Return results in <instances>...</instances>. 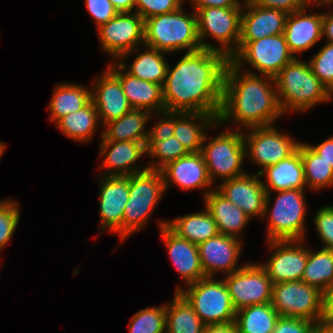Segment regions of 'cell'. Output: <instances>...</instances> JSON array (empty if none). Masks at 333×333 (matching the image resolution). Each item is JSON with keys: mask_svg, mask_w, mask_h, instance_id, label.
Here are the masks:
<instances>
[{"mask_svg": "<svg viewBox=\"0 0 333 333\" xmlns=\"http://www.w3.org/2000/svg\"><path fill=\"white\" fill-rule=\"evenodd\" d=\"M230 59L208 49L185 52L171 68L163 89L165 111L220 114L225 69Z\"/></svg>", "mask_w": 333, "mask_h": 333, "instance_id": "cell-1", "label": "cell"}, {"mask_svg": "<svg viewBox=\"0 0 333 333\" xmlns=\"http://www.w3.org/2000/svg\"><path fill=\"white\" fill-rule=\"evenodd\" d=\"M282 115L275 79L241 71L229 61L224 74L218 123L233 122L239 124V130H245L272 126Z\"/></svg>", "mask_w": 333, "mask_h": 333, "instance_id": "cell-2", "label": "cell"}, {"mask_svg": "<svg viewBox=\"0 0 333 333\" xmlns=\"http://www.w3.org/2000/svg\"><path fill=\"white\" fill-rule=\"evenodd\" d=\"M282 113L305 112L333 98V94L314 75L309 62L295 57L275 77Z\"/></svg>", "mask_w": 333, "mask_h": 333, "instance_id": "cell-3", "label": "cell"}, {"mask_svg": "<svg viewBox=\"0 0 333 333\" xmlns=\"http://www.w3.org/2000/svg\"><path fill=\"white\" fill-rule=\"evenodd\" d=\"M178 10L152 16L144 20V46L167 54L179 51L193 52L202 49L197 26L196 12Z\"/></svg>", "mask_w": 333, "mask_h": 333, "instance_id": "cell-4", "label": "cell"}, {"mask_svg": "<svg viewBox=\"0 0 333 333\" xmlns=\"http://www.w3.org/2000/svg\"><path fill=\"white\" fill-rule=\"evenodd\" d=\"M305 189L276 192L273 206L272 193H267L263 219H268L267 241L305 240L307 202ZM271 207V208H270Z\"/></svg>", "mask_w": 333, "mask_h": 333, "instance_id": "cell-5", "label": "cell"}, {"mask_svg": "<svg viewBox=\"0 0 333 333\" xmlns=\"http://www.w3.org/2000/svg\"><path fill=\"white\" fill-rule=\"evenodd\" d=\"M166 193L161 171L146 170L129 176V198L122 220V242L144 229L154 208Z\"/></svg>", "mask_w": 333, "mask_h": 333, "instance_id": "cell-6", "label": "cell"}, {"mask_svg": "<svg viewBox=\"0 0 333 333\" xmlns=\"http://www.w3.org/2000/svg\"><path fill=\"white\" fill-rule=\"evenodd\" d=\"M177 285L179 292L192 306L205 325L228 324L235 321L236 309L224 280L205 277L186 285Z\"/></svg>", "mask_w": 333, "mask_h": 333, "instance_id": "cell-7", "label": "cell"}, {"mask_svg": "<svg viewBox=\"0 0 333 333\" xmlns=\"http://www.w3.org/2000/svg\"><path fill=\"white\" fill-rule=\"evenodd\" d=\"M208 133L204 138L201 153L212 183L214 184L217 177L223 182L247 173L243 169L246 159L243 130L226 129L210 141H207Z\"/></svg>", "mask_w": 333, "mask_h": 333, "instance_id": "cell-8", "label": "cell"}, {"mask_svg": "<svg viewBox=\"0 0 333 333\" xmlns=\"http://www.w3.org/2000/svg\"><path fill=\"white\" fill-rule=\"evenodd\" d=\"M193 10L197 16L202 49L221 52L230 59L238 51L243 8L207 7ZM209 37L215 39L219 47L206 41Z\"/></svg>", "mask_w": 333, "mask_h": 333, "instance_id": "cell-9", "label": "cell"}, {"mask_svg": "<svg viewBox=\"0 0 333 333\" xmlns=\"http://www.w3.org/2000/svg\"><path fill=\"white\" fill-rule=\"evenodd\" d=\"M294 58L282 33L255 41H239L238 51L230 61L247 73L274 78ZM243 62L249 63L258 72L255 73L250 68L244 70Z\"/></svg>", "mask_w": 333, "mask_h": 333, "instance_id": "cell-10", "label": "cell"}, {"mask_svg": "<svg viewBox=\"0 0 333 333\" xmlns=\"http://www.w3.org/2000/svg\"><path fill=\"white\" fill-rule=\"evenodd\" d=\"M98 39L112 61H125L144 46V19L136 12H119L113 19L97 28Z\"/></svg>", "mask_w": 333, "mask_h": 333, "instance_id": "cell-11", "label": "cell"}, {"mask_svg": "<svg viewBox=\"0 0 333 333\" xmlns=\"http://www.w3.org/2000/svg\"><path fill=\"white\" fill-rule=\"evenodd\" d=\"M270 303L281 317L321 323L322 291L302 280L273 284Z\"/></svg>", "mask_w": 333, "mask_h": 333, "instance_id": "cell-12", "label": "cell"}, {"mask_svg": "<svg viewBox=\"0 0 333 333\" xmlns=\"http://www.w3.org/2000/svg\"><path fill=\"white\" fill-rule=\"evenodd\" d=\"M243 138L246 157L261 167L258 174L266 167L290 156L300 143L289 134L278 130L275 125L245 129Z\"/></svg>", "mask_w": 333, "mask_h": 333, "instance_id": "cell-13", "label": "cell"}, {"mask_svg": "<svg viewBox=\"0 0 333 333\" xmlns=\"http://www.w3.org/2000/svg\"><path fill=\"white\" fill-rule=\"evenodd\" d=\"M223 279L236 311L249 305L271 302L273 284L260 263H244L241 269Z\"/></svg>", "mask_w": 333, "mask_h": 333, "instance_id": "cell-14", "label": "cell"}, {"mask_svg": "<svg viewBox=\"0 0 333 333\" xmlns=\"http://www.w3.org/2000/svg\"><path fill=\"white\" fill-rule=\"evenodd\" d=\"M305 240L268 241L269 250H274L266 262L260 265L267 272L272 284L301 280L308 260Z\"/></svg>", "mask_w": 333, "mask_h": 333, "instance_id": "cell-15", "label": "cell"}, {"mask_svg": "<svg viewBox=\"0 0 333 333\" xmlns=\"http://www.w3.org/2000/svg\"><path fill=\"white\" fill-rule=\"evenodd\" d=\"M99 181L100 228L118 234L121 243L123 212L129 198V176H101Z\"/></svg>", "mask_w": 333, "mask_h": 333, "instance_id": "cell-16", "label": "cell"}, {"mask_svg": "<svg viewBox=\"0 0 333 333\" xmlns=\"http://www.w3.org/2000/svg\"><path fill=\"white\" fill-rule=\"evenodd\" d=\"M98 150L101 155L100 157L104 156L99 166L103 169V174H99L98 176H130L148 170L147 165L143 168L135 165V162L140 157L147 154L146 143L136 141H108L103 136V132H101Z\"/></svg>", "mask_w": 333, "mask_h": 333, "instance_id": "cell-17", "label": "cell"}, {"mask_svg": "<svg viewBox=\"0 0 333 333\" xmlns=\"http://www.w3.org/2000/svg\"><path fill=\"white\" fill-rule=\"evenodd\" d=\"M242 243V239L219 233L198 244L205 276L213 277L216 272L227 275L241 269L244 264L238 266V259L242 252Z\"/></svg>", "mask_w": 333, "mask_h": 333, "instance_id": "cell-18", "label": "cell"}, {"mask_svg": "<svg viewBox=\"0 0 333 333\" xmlns=\"http://www.w3.org/2000/svg\"><path fill=\"white\" fill-rule=\"evenodd\" d=\"M160 171L163 175L165 191L169 189V186L176 184V187L184 191L203 189L205 191L202 193V198H204L215 189L212 188L213 183L201 152L189 153L168 163Z\"/></svg>", "mask_w": 333, "mask_h": 333, "instance_id": "cell-19", "label": "cell"}, {"mask_svg": "<svg viewBox=\"0 0 333 333\" xmlns=\"http://www.w3.org/2000/svg\"><path fill=\"white\" fill-rule=\"evenodd\" d=\"M215 188L231 203L241 208L250 219H263L267 192L258 173H245L218 183Z\"/></svg>", "mask_w": 333, "mask_h": 333, "instance_id": "cell-20", "label": "cell"}, {"mask_svg": "<svg viewBox=\"0 0 333 333\" xmlns=\"http://www.w3.org/2000/svg\"><path fill=\"white\" fill-rule=\"evenodd\" d=\"M100 76V77H99ZM91 87V100L103 127L128 113L132 107L123 92L119 79L106 67Z\"/></svg>", "mask_w": 333, "mask_h": 333, "instance_id": "cell-21", "label": "cell"}, {"mask_svg": "<svg viewBox=\"0 0 333 333\" xmlns=\"http://www.w3.org/2000/svg\"><path fill=\"white\" fill-rule=\"evenodd\" d=\"M160 236L163 240L169 257L183 278L185 285L194 283L202 278L205 274L201 265L197 244L189 242L173 233L166 225L167 221L159 220Z\"/></svg>", "mask_w": 333, "mask_h": 333, "instance_id": "cell-22", "label": "cell"}, {"mask_svg": "<svg viewBox=\"0 0 333 333\" xmlns=\"http://www.w3.org/2000/svg\"><path fill=\"white\" fill-rule=\"evenodd\" d=\"M107 68L119 79L130 106L153 113L165 111L162 86L128 73L117 61Z\"/></svg>", "mask_w": 333, "mask_h": 333, "instance_id": "cell-23", "label": "cell"}, {"mask_svg": "<svg viewBox=\"0 0 333 333\" xmlns=\"http://www.w3.org/2000/svg\"><path fill=\"white\" fill-rule=\"evenodd\" d=\"M288 13L271 8L257 7L248 1L243 3L239 41H255L282 34Z\"/></svg>", "mask_w": 333, "mask_h": 333, "instance_id": "cell-24", "label": "cell"}, {"mask_svg": "<svg viewBox=\"0 0 333 333\" xmlns=\"http://www.w3.org/2000/svg\"><path fill=\"white\" fill-rule=\"evenodd\" d=\"M307 8L288 14L284 37L290 52L296 55L311 49L322 36V13L310 14Z\"/></svg>", "mask_w": 333, "mask_h": 333, "instance_id": "cell-25", "label": "cell"}, {"mask_svg": "<svg viewBox=\"0 0 333 333\" xmlns=\"http://www.w3.org/2000/svg\"><path fill=\"white\" fill-rule=\"evenodd\" d=\"M267 181L262 184L267 193H274L288 189H307L305 183L304 165L298 148L287 158L275 165L266 167L259 173Z\"/></svg>", "mask_w": 333, "mask_h": 333, "instance_id": "cell-26", "label": "cell"}, {"mask_svg": "<svg viewBox=\"0 0 333 333\" xmlns=\"http://www.w3.org/2000/svg\"><path fill=\"white\" fill-rule=\"evenodd\" d=\"M220 125L212 114L174 112V136L189 153L201 152L207 131Z\"/></svg>", "mask_w": 333, "mask_h": 333, "instance_id": "cell-27", "label": "cell"}, {"mask_svg": "<svg viewBox=\"0 0 333 333\" xmlns=\"http://www.w3.org/2000/svg\"><path fill=\"white\" fill-rule=\"evenodd\" d=\"M205 208L216 222L221 234L241 239L239 236L251 219L237 205L231 203L216 188L204 198Z\"/></svg>", "mask_w": 333, "mask_h": 333, "instance_id": "cell-28", "label": "cell"}, {"mask_svg": "<svg viewBox=\"0 0 333 333\" xmlns=\"http://www.w3.org/2000/svg\"><path fill=\"white\" fill-rule=\"evenodd\" d=\"M154 116L146 110L132 108L119 119L107 123L103 128V136L108 141H136L146 143L148 130L146 123Z\"/></svg>", "mask_w": 333, "mask_h": 333, "instance_id": "cell-29", "label": "cell"}, {"mask_svg": "<svg viewBox=\"0 0 333 333\" xmlns=\"http://www.w3.org/2000/svg\"><path fill=\"white\" fill-rule=\"evenodd\" d=\"M166 226L177 236L197 245L219 234L217 224L206 208L167 220Z\"/></svg>", "mask_w": 333, "mask_h": 333, "instance_id": "cell-30", "label": "cell"}, {"mask_svg": "<svg viewBox=\"0 0 333 333\" xmlns=\"http://www.w3.org/2000/svg\"><path fill=\"white\" fill-rule=\"evenodd\" d=\"M91 101V87L61 83L54 87L49 103L50 118L55 124L64 116L78 111Z\"/></svg>", "mask_w": 333, "mask_h": 333, "instance_id": "cell-31", "label": "cell"}, {"mask_svg": "<svg viewBox=\"0 0 333 333\" xmlns=\"http://www.w3.org/2000/svg\"><path fill=\"white\" fill-rule=\"evenodd\" d=\"M100 121L92 100L78 111L62 117L56 126L63 135L80 143L92 141Z\"/></svg>", "mask_w": 333, "mask_h": 333, "instance_id": "cell-32", "label": "cell"}, {"mask_svg": "<svg viewBox=\"0 0 333 333\" xmlns=\"http://www.w3.org/2000/svg\"><path fill=\"white\" fill-rule=\"evenodd\" d=\"M145 52L137 53L134 61L129 65L124 61H117L128 73L145 81L159 84L163 87L168 61L165 58V52L157 49L143 46Z\"/></svg>", "mask_w": 333, "mask_h": 333, "instance_id": "cell-33", "label": "cell"}, {"mask_svg": "<svg viewBox=\"0 0 333 333\" xmlns=\"http://www.w3.org/2000/svg\"><path fill=\"white\" fill-rule=\"evenodd\" d=\"M280 315L271 303L249 305L235 314L238 333H273Z\"/></svg>", "mask_w": 333, "mask_h": 333, "instance_id": "cell-34", "label": "cell"}, {"mask_svg": "<svg viewBox=\"0 0 333 333\" xmlns=\"http://www.w3.org/2000/svg\"><path fill=\"white\" fill-rule=\"evenodd\" d=\"M205 326L187 300L175 292L166 303V333H203Z\"/></svg>", "mask_w": 333, "mask_h": 333, "instance_id": "cell-35", "label": "cell"}, {"mask_svg": "<svg viewBox=\"0 0 333 333\" xmlns=\"http://www.w3.org/2000/svg\"><path fill=\"white\" fill-rule=\"evenodd\" d=\"M301 280L322 292L330 287L333 284V250L308 248V260Z\"/></svg>", "mask_w": 333, "mask_h": 333, "instance_id": "cell-36", "label": "cell"}, {"mask_svg": "<svg viewBox=\"0 0 333 333\" xmlns=\"http://www.w3.org/2000/svg\"><path fill=\"white\" fill-rule=\"evenodd\" d=\"M306 187L313 191L333 186V167L315 153L308 143H299Z\"/></svg>", "mask_w": 333, "mask_h": 333, "instance_id": "cell-37", "label": "cell"}, {"mask_svg": "<svg viewBox=\"0 0 333 333\" xmlns=\"http://www.w3.org/2000/svg\"><path fill=\"white\" fill-rule=\"evenodd\" d=\"M146 147L147 155L150 158H157L158 161L156 162L155 160H151V163H148L149 165L147 164L149 170L160 171L168 163L189 154L186 148L176 139L174 135L161 142H146Z\"/></svg>", "mask_w": 333, "mask_h": 333, "instance_id": "cell-38", "label": "cell"}, {"mask_svg": "<svg viewBox=\"0 0 333 333\" xmlns=\"http://www.w3.org/2000/svg\"><path fill=\"white\" fill-rule=\"evenodd\" d=\"M129 333H166V303L139 310L128 325Z\"/></svg>", "mask_w": 333, "mask_h": 333, "instance_id": "cell-39", "label": "cell"}, {"mask_svg": "<svg viewBox=\"0 0 333 333\" xmlns=\"http://www.w3.org/2000/svg\"><path fill=\"white\" fill-rule=\"evenodd\" d=\"M19 208L18 201L9 198L0 200V253L12 239L20 222Z\"/></svg>", "mask_w": 333, "mask_h": 333, "instance_id": "cell-40", "label": "cell"}, {"mask_svg": "<svg viewBox=\"0 0 333 333\" xmlns=\"http://www.w3.org/2000/svg\"><path fill=\"white\" fill-rule=\"evenodd\" d=\"M308 62L314 75L333 94V43L326 42Z\"/></svg>", "mask_w": 333, "mask_h": 333, "instance_id": "cell-41", "label": "cell"}, {"mask_svg": "<svg viewBox=\"0 0 333 333\" xmlns=\"http://www.w3.org/2000/svg\"><path fill=\"white\" fill-rule=\"evenodd\" d=\"M185 0H135V12L144 20L174 12L183 6Z\"/></svg>", "mask_w": 333, "mask_h": 333, "instance_id": "cell-42", "label": "cell"}, {"mask_svg": "<svg viewBox=\"0 0 333 333\" xmlns=\"http://www.w3.org/2000/svg\"><path fill=\"white\" fill-rule=\"evenodd\" d=\"M314 226L324 248L333 250V206L325 205L314 215Z\"/></svg>", "mask_w": 333, "mask_h": 333, "instance_id": "cell-43", "label": "cell"}, {"mask_svg": "<svg viewBox=\"0 0 333 333\" xmlns=\"http://www.w3.org/2000/svg\"><path fill=\"white\" fill-rule=\"evenodd\" d=\"M155 116H161L156 124L148 130L147 142H161L174 135V112L163 111L154 113Z\"/></svg>", "mask_w": 333, "mask_h": 333, "instance_id": "cell-44", "label": "cell"}, {"mask_svg": "<svg viewBox=\"0 0 333 333\" xmlns=\"http://www.w3.org/2000/svg\"><path fill=\"white\" fill-rule=\"evenodd\" d=\"M85 4L96 28L107 23L119 13L110 0H85Z\"/></svg>", "mask_w": 333, "mask_h": 333, "instance_id": "cell-45", "label": "cell"}, {"mask_svg": "<svg viewBox=\"0 0 333 333\" xmlns=\"http://www.w3.org/2000/svg\"><path fill=\"white\" fill-rule=\"evenodd\" d=\"M248 2L257 7L278 9L288 14L311 7V5L310 11H312L315 8L313 5L316 4V1L313 0H249Z\"/></svg>", "mask_w": 333, "mask_h": 333, "instance_id": "cell-46", "label": "cell"}, {"mask_svg": "<svg viewBox=\"0 0 333 333\" xmlns=\"http://www.w3.org/2000/svg\"><path fill=\"white\" fill-rule=\"evenodd\" d=\"M318 325V323L302 318L280 316L273 333H313Z\"/></svg>", "mask_w": 333, "mask_h": 333, "instance_id": "cell-47", "label": "cell"}, {"mask_svg": "<svg viewBox=\"0 0 333 333\" xmlns=\"http://www.w3.org/2000/svg\"><path fill=\"white\" fill-rule=\"evenodd\" d=\"M333 322V284L322 292L321 325L327 326Z\"/></svg>", "mask_w": 333, "mask_h": 333, "instance_id": "cell-48", "label": "cell"}, {"mask_svg": "<svg viewBox=\"0 0 333 333\" xmlns=\"http://www.w3.org/2000/svg\"><path fill=\"white\" fill-rule=\"evenodd\" d=\"M241 0H191L192 9H202L207 7L223 8H243Z\"/></svg>", "mask_w": 333, "mask_h": 333, "instance_id": "cell-49", "label": "cell"}, {"mask_svg": "<svg viewBox=\"0 0 333 333\" xmlns=\"http://www.w3.org/2000/svg\"><path fill=\"white\" fill-rule=\"evenodd\" d=\"M308 145L324 161L331 164V166L333 167V135L318 145Z\"/></svg>", "mask_w": 333, "mask_h": 333, "instance_id": "cell-50", "label": "cell"}, {"mask_svg": "<svg viewBox=\"0 0 333 333\" xmlns=\"http://www.w3.org/2000/svg\"><path fill=\"white\" fill-rule=\"evenodd\" d=\"M322 36L329 43H333V11L322 13Z\"/></svg>", "mask_w": 333, "mask_h": 333, "instance_id": "cell-51", "label": "cell"}, {"mask_svg": "<svg viewBox=\"0 0 333 333\" xmlns=\"http://www.w3.org/2000/svg\"><path fill=\"white\" fill-rule=\"evenodd\" d=\"M203 333H238L235 322L228 324L206 325Z\"/></svg>", "mask_w": 333, "mask_h": 333, "instance_id": "cell-52", "label": "cell"}, {"mask_svg": "<svg viewBox=\"0 0 333 333\" xmlns=\"http://www.w3.org/2000/svg\"><path fill=\"white\" fill-rule=\"evenodd\" d=\"M118 12H135V0H110Z\"/></svg>", "mask_w": 333, "mask_h": 333, "instance_id": "cell-53", "label": "cell"}, {"mask_svg": "<svg viewBox=\"0 0 333 333\" xmlns=\"http://www.w3.org/2000/svg\"><path fill=\"white\" fill-rule=\"evenodd\" d=\"M313 333H332L328 326L319 324L313 331Z\"/></svg>", "mask_w": 333, "mask_h": 333, "instance_id": "cell-54", "label": "cell"}, {"mask_svg": "<svg viewBox=\"0 0 333 333\" xmlns=\"http://www.w3.org/2000/svg\"><path fill=\"white\" fill-rule=\"evenodd\" d=\"M316 4H317L318 7L319 6H321V7L324 6L325 7V5L330 7V5H333V0H317Z\"/></svg>", "mask_w": 333, "mask_h": 333, "instance_id": "cell-55", "label": "cell"}, {"mask_svg": "<svg viewBox=\"0 0 333 333\" xmlns=\"http://www.w3.org/2000/svg\"><path fill=\"white\" fill-rule=\"evenodd\" d=\"M5 149H6V145L4 143H2V141H1L0 142V158L3 155Z\"/></svg>", "mask_w": 333, "mask_h": 333, "instance_id": "cell-56", "label": "cell"}, {"mask_svg": "<svg viewBox=\"0 0 333 333\" xmlns=\"http://www.w3.org/2000/svg\"><path fill=\"white\" fill-rule=\"evenodd\" d=\"M329 328H330V330L332 331V333H333V322L332 323H330L329 325H327Z\"/></svg>", "mask_w": 333, "mask_h": 333, "instance_id": "cell-57", "label": "cell"}]
</instances>
